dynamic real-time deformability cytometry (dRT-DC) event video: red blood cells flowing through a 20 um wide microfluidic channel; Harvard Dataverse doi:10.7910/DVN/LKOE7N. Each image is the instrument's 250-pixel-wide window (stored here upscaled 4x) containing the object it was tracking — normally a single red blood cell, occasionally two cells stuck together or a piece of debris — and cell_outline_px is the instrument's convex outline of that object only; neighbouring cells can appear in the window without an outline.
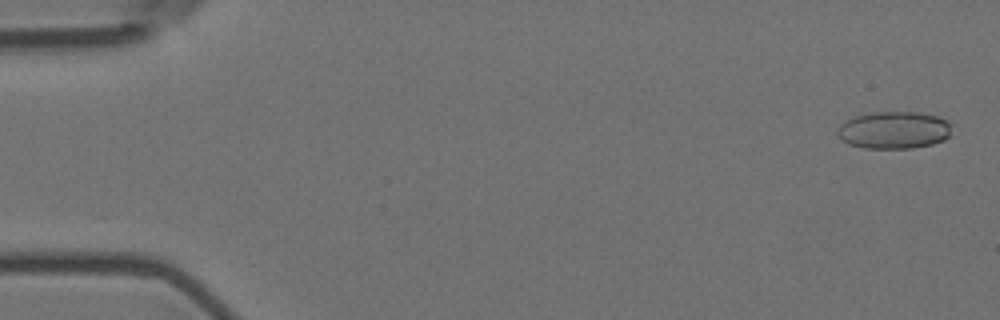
{"species": "Egyptian fruit bat (a non-hibernating species)", "species_latin": "Rousettus aegyptiacus", "temperature_condition": "room temperature", "stored_images_in_passage": 56, "camera_frame_rate_fps": 3000, "um_per_image_px": 0.085, "animal": {"sex": "female"}, "frame": {"image": 1, "passage_image": 2, "time_ms": 0.333, "image_size_px": [1000, 320], "cell_outline_px": [[952, 124], [948, 136], [944, 140], [932, 144], [912, 148], [864, 148], [848, 144], [840, 140], [836, 136], [836, 128], [844, 120], [852, 116], [872, 112], [920, 112], [940, 116]], "centroid_in_image_um": [75.93, 11.05], "position_along_channel_um": 9.1, "area_um2": 25.37}}
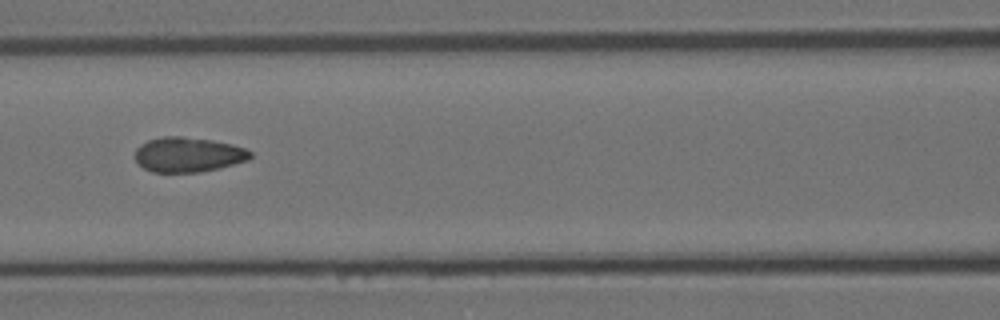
{"frame": {"image": 2, "passage_image": 25, "time_ms": 8.0, "image_size_px": [1000, 320], "cell_outline_px": [[252, 156], [248, 160], [200, 172], [152, 172], [144, 168], [136, 160], [136, 148], [140, 144], [148, 140], [164, 136], [180, 136], [212, 140], [232, 144], [244, 148], [252, 152]], "centroid_in_image_um": [15.98, 13.13], "position_along_channel_um": 150.6, "area_um2": 23.24}}
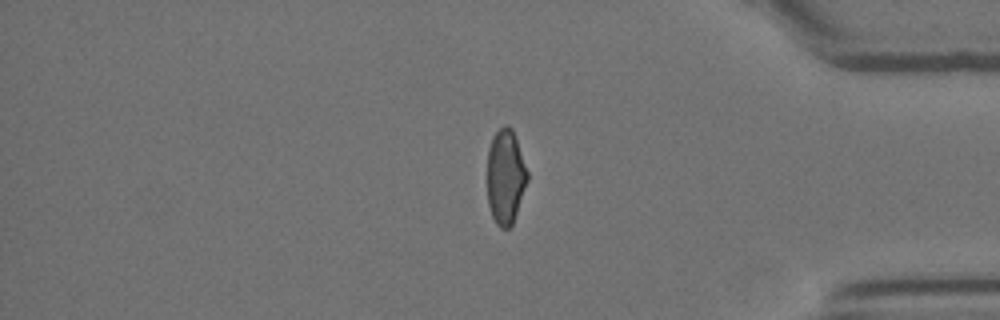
{"frame": {"image": 3, "passage_image": 47, "time_ms": 15.333, "image_size_px": [1000, 320], "cell_outline_px": [[528, 180], [512, 224], [508, 228], [500, 228], [496, 224], [492, 216], [488, 204], [488, 148], [492, 136], [504, 124], [508, 124], [512, 128], [528, 172]], "centroid_in_image_um": [42.96, 15.0], "position_along_channel_um": 392.2, "area_um2": 22.08}, "authors_computed_cell_mechanics": {"area_um2": 23.3801, "velocity_mm_per_s": 3.635, "shape_relaxation_time_tau1_ms": null, "shape_relaxation_time_tau2_ms": 1.0741, "deformation_change_tau1": null, "deformation_change_tau2": 0.0643}}